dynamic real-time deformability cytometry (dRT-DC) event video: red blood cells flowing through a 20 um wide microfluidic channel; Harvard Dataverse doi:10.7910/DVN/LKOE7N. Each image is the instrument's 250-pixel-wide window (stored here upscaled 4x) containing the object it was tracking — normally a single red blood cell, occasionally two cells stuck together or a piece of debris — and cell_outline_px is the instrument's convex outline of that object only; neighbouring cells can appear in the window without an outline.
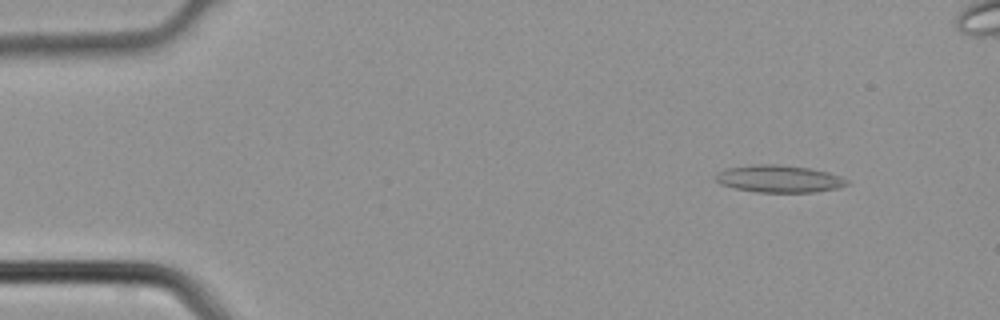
{"species": "common noctule bat (a hibernating species)", "species_latin": "Nyctalus noctula", "temperature_condition": "cold", "stored_images_in_passage": 5, "camera_frame_rate_fps": 3000, "um_per_image_px": 0.085, "animal": {"sex": "male", "body_mass_g": 21.5, "forearm_length_mm": 52.0}, "frame": {"image": 1, "passage_image": 2, "time_ms": 0.333, "image_size_px": [1000, 320], "cell_outline_px": [[848, 184], [840, 188], [816, 192], [756, 192], [736, 188], [720, 184], [716, 180], [716, 172], [728, 168], [752, 164], [776, 164], [808, 168], [828, 172], [840, 176], [848, 180]], "centroid_in_image_um": [66.23, 15.2], "position_along_channel_um": 18.8, "area_um2": 20.87}}